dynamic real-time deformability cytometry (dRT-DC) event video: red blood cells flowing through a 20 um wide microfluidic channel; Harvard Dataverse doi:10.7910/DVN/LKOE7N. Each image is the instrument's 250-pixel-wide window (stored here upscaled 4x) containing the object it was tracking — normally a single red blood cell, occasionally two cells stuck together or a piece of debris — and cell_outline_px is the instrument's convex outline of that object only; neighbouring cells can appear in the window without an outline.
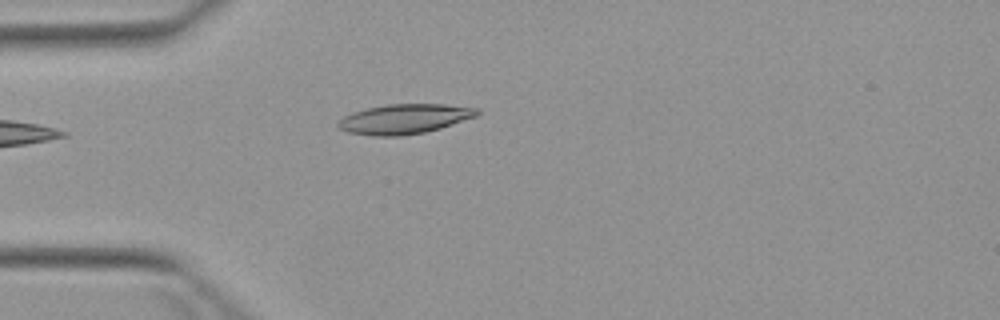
{"species": "Egyptian fruit bat (a non-hibernating species)", "species_latin": "Rousettus aegyptiacus", "temperature_condition": "warm", "stored_images_in_passage": 1, "camera_frame_rate_fps": 3000, "um_per_image_px": 0.085, "animal": {"sex": "female"}, "frame": {"image": 1, "passage_image": 1, "time_ms": 0.0, "image_size_px": [1000, 320], "cell_outline_px": [[480, 112], [476, 116], [440, 128], [424, 132], [400, 136], [372, 136], [348, 132], [340, 128], [336, 124], [344, 116], [352, 112], [368, 108], [388, 104], [444, 104], [480, 108]], "centroid_in_image_um": [34.38, 10.11], "position_along_channel_um": 50.6, "area_um2": 23.99}}